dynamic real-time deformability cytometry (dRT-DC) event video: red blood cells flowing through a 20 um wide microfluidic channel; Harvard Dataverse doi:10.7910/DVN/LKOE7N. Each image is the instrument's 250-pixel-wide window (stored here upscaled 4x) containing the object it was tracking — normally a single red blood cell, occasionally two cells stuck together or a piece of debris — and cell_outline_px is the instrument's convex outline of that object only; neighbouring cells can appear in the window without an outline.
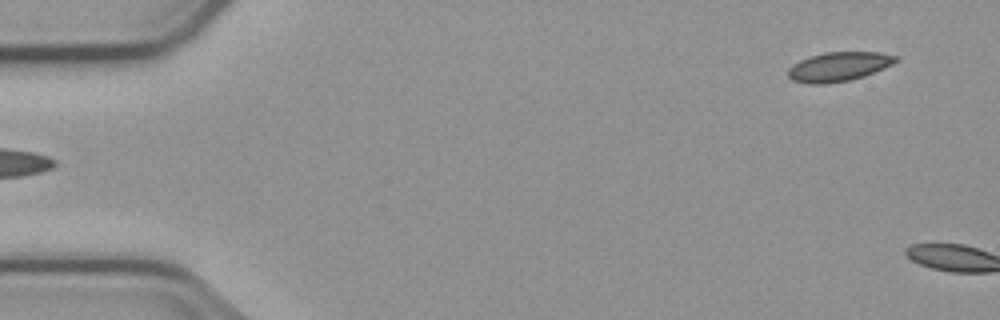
{"species": "common noctule bat (a hibernating species)", "species_latin": "Nyctalus noctula", "temperature_condition": "cold", "stored_images_in_passage": 5, "camera_frame_rate_fps": 3000, "um_per_image_px": 0.085, "animal": {"sex": "male", "body_mass_g": 23.1, "forearm_length_mm": 52.7}, "frame": {"image": 1, "passage_image": 5, "time_ms": 5.333, "image_size_px": [1000, 320], "cell_outline_px": [[900, 60], [892, 64], [864, 76], [848, 80], [824, 84], [808, 84], [792, 80], [788, 76], [788, 68], [792, 64], [800, 60], [824, 52], [880, 52], [900, 56]], "centroid_in_image_um": [71.3, 5.66], "position_along_channel_um": 13.7, "area_um2": 18.38}}